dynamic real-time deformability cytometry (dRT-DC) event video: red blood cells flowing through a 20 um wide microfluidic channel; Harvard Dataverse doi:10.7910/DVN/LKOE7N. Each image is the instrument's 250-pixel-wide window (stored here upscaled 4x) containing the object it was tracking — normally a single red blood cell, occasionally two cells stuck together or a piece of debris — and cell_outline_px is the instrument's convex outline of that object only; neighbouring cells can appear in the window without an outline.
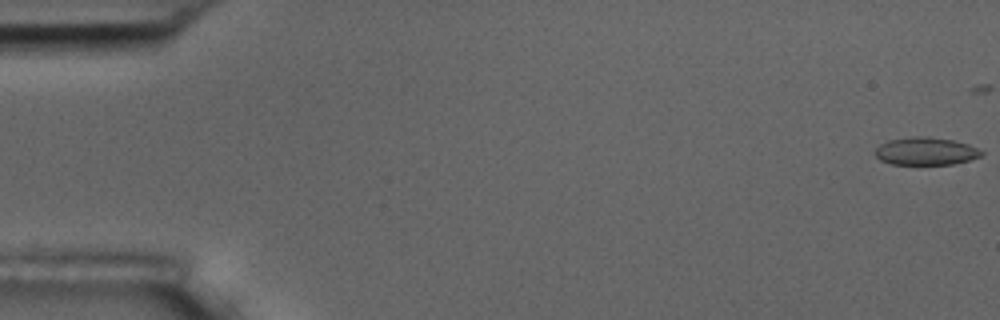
{"species": "common noctule bat (a hibernating species)", "species_latin": "Nyctalus noctula", "temperature_condition": "room temperature", "stored_images_in_passage": 6, "camera_frame_rate_fps": 3000, "um_per_image_px": 0.085, "animal": {"sex": "male", "body_mass_g": 17.5, "forearm_length_mm": 52.3}, "frame": {"image": 1, "passage_image": 1, "time_ms": 0.0, "image_size_px": [1000, 320], "cell_outline_px": [[984, 152], [980, 156], [968, 160], [952, 164], [892, 164], [880, 160], [872, 152], [880, 144], [888, 140], [916, 136], [928, 136], [952, 140], [968, 144]], "centroid_in_image_um": [78.64, 12.85], "position_along_channel_um": 6.4, "area_um2": 17.11}}
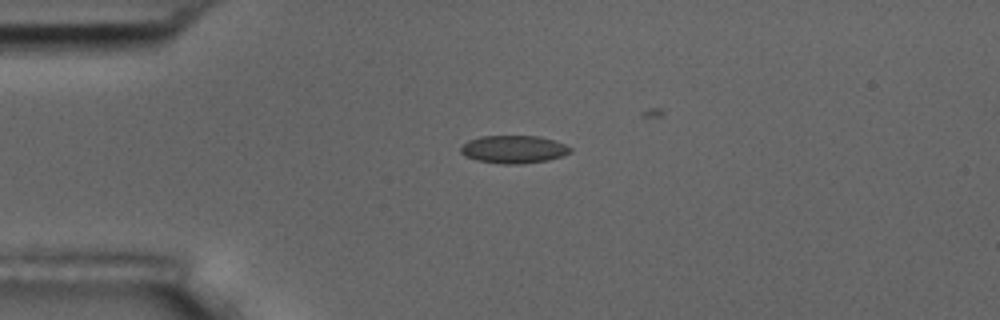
{"frame": {"image": 2, "passage_image": 5, "time_ms": 4.333, "image_size_px": [1000, 320], "cell_outline_px": [[572, 152], [564, 156], [548, 160], [520, 164], [504, 164], [476, 160], [464, 156], [460, 152], [460, 148], [468, 140], [480, 136], [540, 136], [556, 140], [572, 148]], "centroid_in_image_um": [43.68, 12.69], "position_along_channel_um": 41.3, "area_um2": 17.98}}